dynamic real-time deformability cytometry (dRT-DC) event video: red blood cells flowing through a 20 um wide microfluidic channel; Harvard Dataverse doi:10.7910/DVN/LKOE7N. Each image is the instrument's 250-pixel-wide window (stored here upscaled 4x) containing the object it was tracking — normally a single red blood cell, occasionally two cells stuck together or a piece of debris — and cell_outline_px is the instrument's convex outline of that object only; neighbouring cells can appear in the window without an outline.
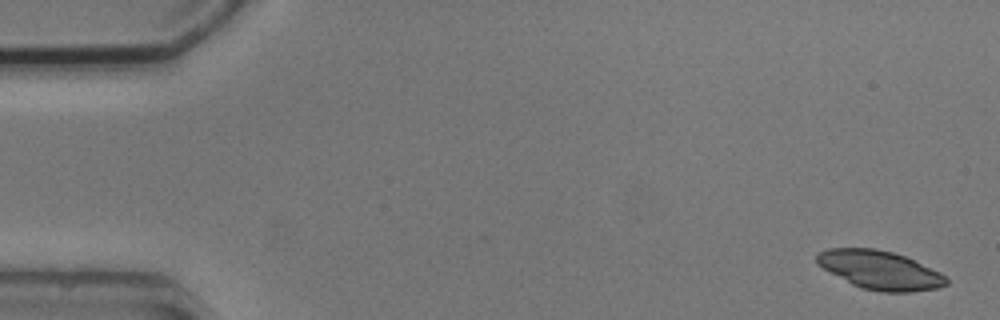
{"species": "common noctule bat (a hibernating species)", "species_latin": "Nyctalus noctula", "temperature_condition": "cold", "stored_images_in_passage": 4, "camera_frame_rate_fps": 3000, "um_per_image_px": 0.085, "animal": {"sex": "male", "body_mass_g": 20.5, "forearm_length_mm": 52.5}, "frame": {"image": 1, "passage_image": 1, "time_ms": 0.0, "image_size_px": [1000, 320], "cell_outline_px": [[948, 284], [940, 288], [912, 292], [880, 292], [860, 288], [852, 284], [816, 264], [816, 256], [820, 252], [828, 248], [876, 248], [892, 252], [904, 256], [940, 272], [948, 276]], "centroid_in_image_um": [74.82, 22.97], "position_along_channel_um": 10.2, "area_um2": 29.19}}